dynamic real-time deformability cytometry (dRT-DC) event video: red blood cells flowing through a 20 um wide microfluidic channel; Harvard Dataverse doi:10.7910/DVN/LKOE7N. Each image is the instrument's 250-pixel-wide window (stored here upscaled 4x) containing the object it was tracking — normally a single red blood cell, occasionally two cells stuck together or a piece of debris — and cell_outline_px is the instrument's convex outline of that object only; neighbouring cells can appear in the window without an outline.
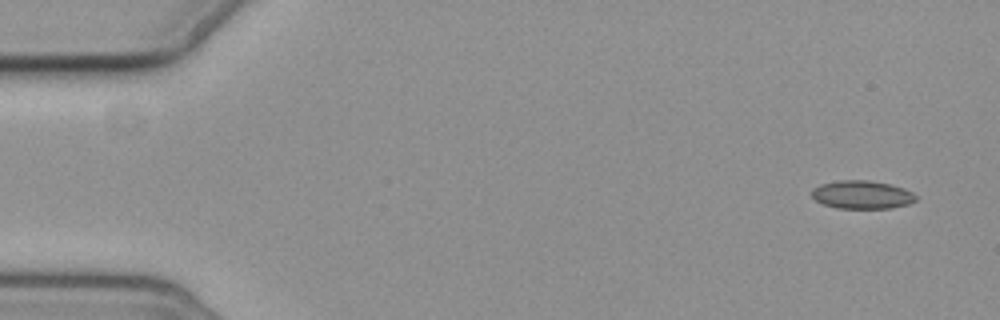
{"species": "common noctule bat (a hibernating species)", "species_latin": "Nyctalus noctula", "temperature_condition": "cold", "stored_images_in_passage": 4, "camera_frame_rate_fps": 3000, "um_per_image_px": 0.085, "animal": {"sex": "female", "body_mass_g": 19.3, "forearm_length_mm": 54.1}, "frame": {"image": 1, "passage_image": 1, "time_ms": 0.0, "image_size_px": [1000, 320], "cell_outline_px": [[916, 200], [908, 204], [892, 208], [840, 208], [824, 204], [816, 200], [812, 196], [812, 188], [820, 184], [840, 180], [868, 180], [888, 184], [904, 188], [912, 192], [916, 196]], "centroid_in_image_um": [73.27, 16.54], "position_along_channel_um": 11.7, "area_um2": 16.99}}
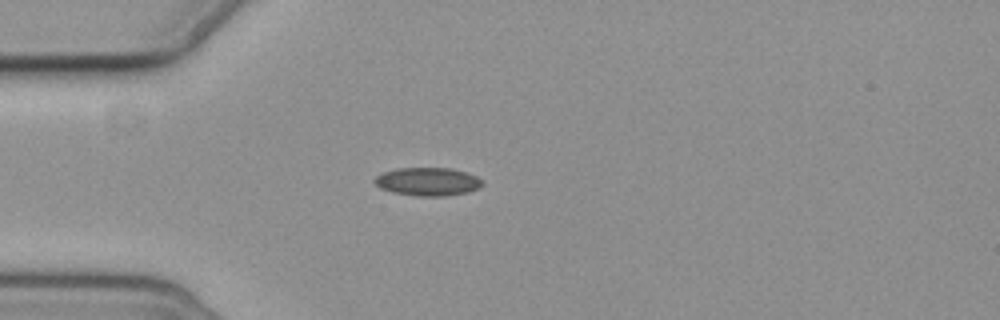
{"frame": {"image": 2, "passage_image": 4, "time_ms": 4.333, "image_size_px": [1000, 320], "cell_outline_px": [[484, 184], [480, 188], [468, 192], [444, 196], [416, 196], [392, 192], [380, 188], [372, 180], [380, 172], [396, 168], [448, 168], [468, 172], [476, 176]], "centroid_in_image_um": [36.33, 15.43], "position_along_channel_um": 48.7, "area_um2": 17.92}}